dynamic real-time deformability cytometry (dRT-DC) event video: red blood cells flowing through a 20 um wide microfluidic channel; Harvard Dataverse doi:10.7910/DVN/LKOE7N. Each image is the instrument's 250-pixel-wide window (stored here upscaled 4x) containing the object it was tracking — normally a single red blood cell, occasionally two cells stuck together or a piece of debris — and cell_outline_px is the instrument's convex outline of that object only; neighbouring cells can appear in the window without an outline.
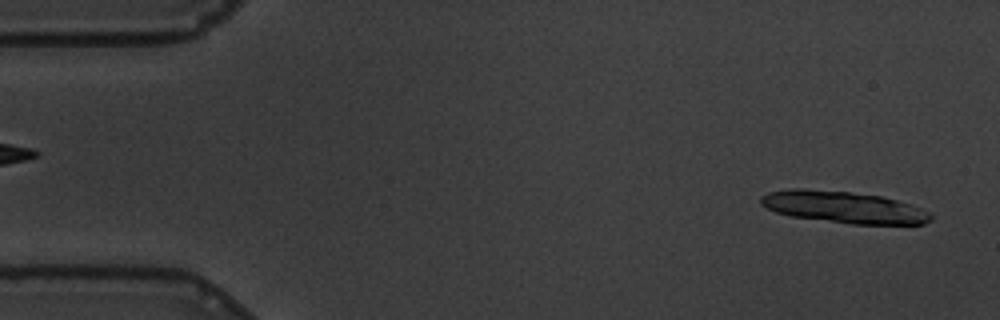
{"species": "common noctule bat (a hibernating species)", "species_latin": "Nyctalus noctula", "temperature_condition": "warm", "stored_images_in_passage": 14, "camera_frame_rate_fps": 3000, "um_per_image_px": 0.085, "animal": {"sex": "male", "body_mass_g": 19.5, "forearm_length_mm": 54.6}, "frame": {"image": 1, "passage_image": 2, "time_ms": 0.333, "image_size_px": [1000, 320], "cell_outline_px": [[932, 220], [924, 224], [852, 224], [792, 216], [776, 212], [760, 204], [760, 196], [768, 192], [788, 188], [800, 188], [848, 192], [880, 196], [896, 200], [932, 212]], "centroid_in_image_um": [71.7, 17.61], "position_along_channel_um": 13.3, "area_um2": 31.33}}